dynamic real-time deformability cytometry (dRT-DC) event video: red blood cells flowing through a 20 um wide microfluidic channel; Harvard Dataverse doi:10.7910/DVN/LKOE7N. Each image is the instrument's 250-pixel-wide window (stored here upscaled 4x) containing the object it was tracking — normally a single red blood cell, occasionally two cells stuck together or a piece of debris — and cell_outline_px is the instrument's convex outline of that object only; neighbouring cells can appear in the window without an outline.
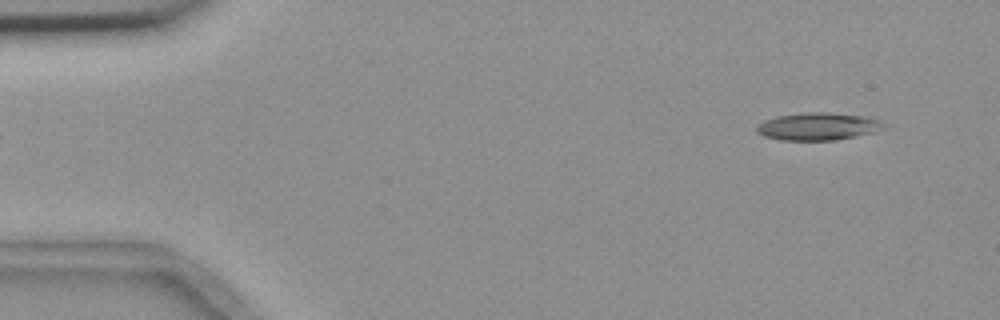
{"species": "common noctule bat (a hibernating species)", "species_latin": "Nyctalus noctula", "temperature_condition": "room temperature", "stored_images_in_passage": 3, "camera_frame_rate_fps": 3000, "um_per_image_px": 0.085, "animal": {"sex": "female", "body_mass_g": 18.4}, "frame": {"image": 1, "passage_image": 3, "time_ms": 2.333, "image_size_px": [1000, 320], "cell_outline_px": [[884, 128], [876, 132], [836, 140], [780, 140], [764, 136], [756, 132], [756, 124], [764, 120], [776, 116], [808, 112], [828, 112], [864, 116], [876, 120]], "centroid_in_image_um": [69.45, 10.75], "position_along_channel_um": 15.6, "area_um2": 20.29}}